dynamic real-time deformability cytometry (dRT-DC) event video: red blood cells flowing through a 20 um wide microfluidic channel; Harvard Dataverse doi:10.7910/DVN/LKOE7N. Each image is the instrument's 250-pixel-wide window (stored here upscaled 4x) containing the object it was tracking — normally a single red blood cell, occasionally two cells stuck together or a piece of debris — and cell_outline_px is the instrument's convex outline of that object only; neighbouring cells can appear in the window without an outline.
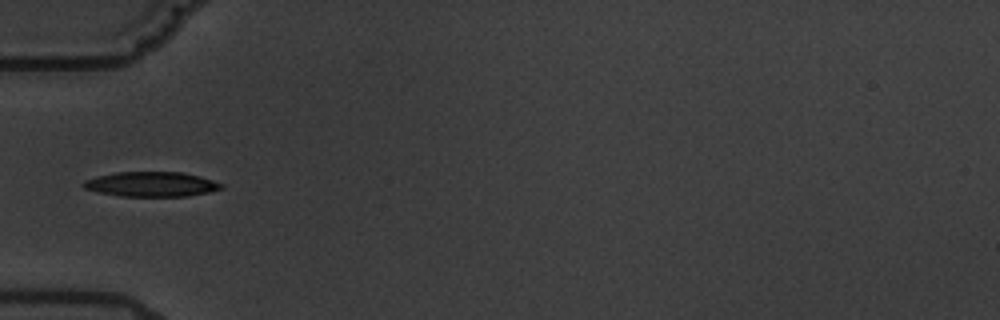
{"species": "common noctule bat (a hibernating species)", "species_latin": "Nyctalus noctula", "temperature_condition": "warm", "stored_images_in_passage": 17, "camera_frame_rate_fps": 3000, "um_per_image_px": 0.085, "animal": {"sex": "male", "body_mass_g": 19.5, "forearm_length_mm": 54.6}, "frame": {"image": 1, "passage_image": 6, "time_ms": 5.667, "image_size_px": [1000, 320], "cell_outline_px": [[224, 188], [208, 192], [188, 196], [120, 196], [100, 192], [84, 188], [80, 184], [84, 180], [96, 176], [116, 172], [180, 172], [200, 176], [224, 184]], "centroid_in_image_um": [12.86, 15.65], "position_along_channel_um": 72.1, "area_um2": 19.94}}
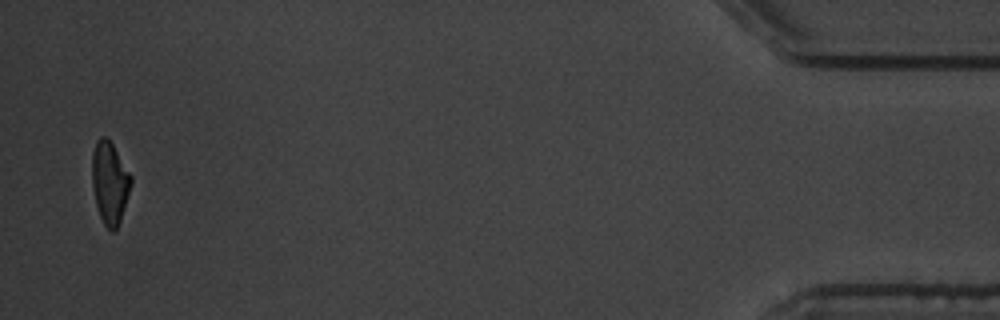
{"frame": {"image": 2, "passage_image": 17, "time_ms": 18.333, "image_size_px": [1000, 320], "cell_outline_px": [[132, 184], [120, 220], [116, 228], [112, 232], [104, 224], [100, 216], [96, 204], [92, 184], [92, 152], [96, 140], [100, 136], [104, 136], [112, 144], [132, 176]], "centroid_in_image_um": [9.32, 15.5], "position_along_channel_um": 425.9, "area_um2": 18.5}, "authors_computed_cell_mechanics": {"area_um2": 19.363, "velocity_mm_per_s": 3.4254, "shape_relaxation_time_tau1_ms": 6.1468, "shape_relaxation_time_tau2_ms": 2.3328, "deformation_change_tau1": 0.1684, "deformation_change_tau2": 0.0748}}